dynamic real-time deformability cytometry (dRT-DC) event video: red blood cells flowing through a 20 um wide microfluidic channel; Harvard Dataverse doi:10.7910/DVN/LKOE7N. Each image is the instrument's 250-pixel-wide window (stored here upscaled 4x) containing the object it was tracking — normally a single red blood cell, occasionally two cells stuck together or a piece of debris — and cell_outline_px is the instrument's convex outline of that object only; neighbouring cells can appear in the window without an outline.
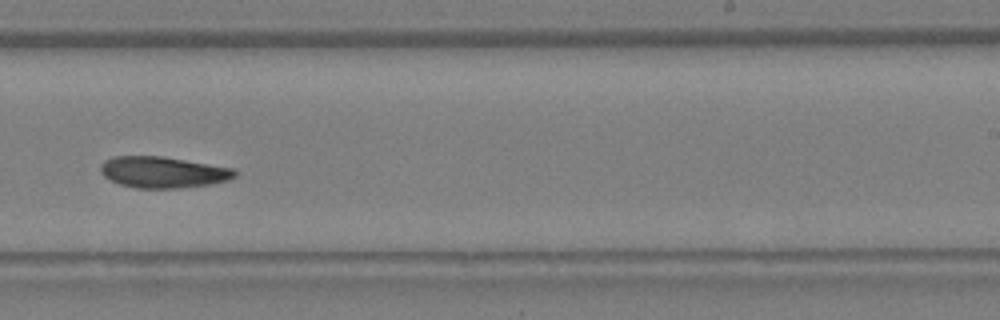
{"species": "Egyptian fruit bat (a non-hibernating species)", "species_latin": "Rousettus aegyptiacus", "temperature_condition": "warm", "stored_images_in_passage": 22, "camera_frame_rate_fps": 3000, "um_per_image_px": 0.085, "animal": {"sex": "female"}, "frame": {"image": 1, "passage_image": 13, "time_ms": 4.0, "image_size_px": [1000, 320], "cell_outline_px": [[236, 176], [228, 180], [212, 184], [176, 188], [136, 188], [120, 184], [104, 176], [100, 172], [100, 168], [104, 160], [112, 156], [164, 156], [236, 168]], "centroid_in_image_um": [13.88, 14.62], "position_along_channel_um": 275.1, "area_um2": 24.62}}
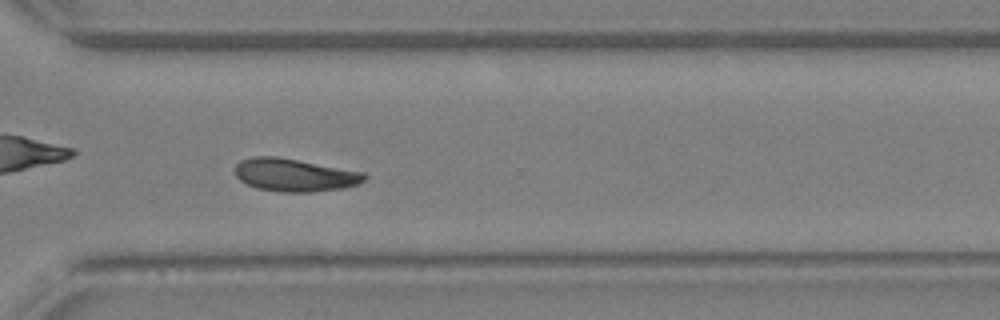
{"frame": {"image": 2, "passage_image": 16, "time_ms": 5.0, "image_size_px": [1000, 320], "cell_outline_px": [[368, 176], [364, 180], [356, 184], [344, 188], [312, 192], [280, 192], [256, 188], [240, 180], [236, 176], [236, 164], [240, 160], [252, 156], [276, 156], [364, 172]], "centroid_in_image_um": [25.03, 14.87], "position_along_channel_um": 345.6, "area_um2": 24.74}}